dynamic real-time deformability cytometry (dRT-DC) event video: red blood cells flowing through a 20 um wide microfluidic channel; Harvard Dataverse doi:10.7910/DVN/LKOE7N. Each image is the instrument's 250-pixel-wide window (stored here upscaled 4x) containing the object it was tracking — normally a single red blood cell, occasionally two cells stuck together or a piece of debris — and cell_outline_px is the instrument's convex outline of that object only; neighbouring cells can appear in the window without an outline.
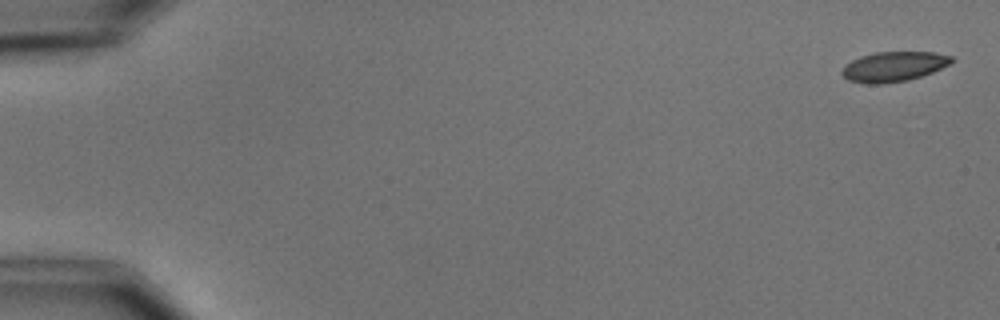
{"species": "common noctule bat (a hibernating species)", "species_latin": "Nyctalus noctula", "temperature_condition": "cold", "stored_images_in_passage": 5, "camera_frame_rate_fps": 3000, "um_per_image_px": 0.085, "animal": {"sex": "male", "body_mass_g": 15.6}, "frame": {"image": 1, "passage_image": 1, "time_ms": 0.0, "image_size_px": [1000, 320], "cell_outline_px": [[956, 60], [932, 72], [908, 80], [884, 84], [868, 84], [848, 80], [840, 72], [844, 64], [860, 56], [876, 52], [932, 52], [952, 56]], "centroid_in_image_um": [75.93, 5.66], "position_along_channel_um": 9.1, "area_um2": 19.13}}
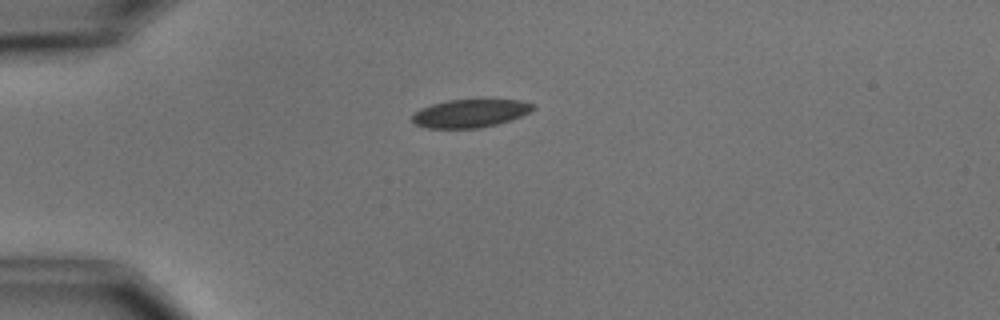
{"frame": {"image": 2, "passage_image": 4, "time_ms": 4.333, "image_size_px": [1000, 320], "cell_outline_px": [[536, 108], [512, 120], [480, 128], [428, 128], [416, 124], [412, 120], [412, 116], [420, 108], [432, 104], [448, 100], [524, 100], [536, 104]], "centroid_in_image_um": [40.0, 9.63], "position_along_channel_um": 45.0, "area_um2": 19.77}}